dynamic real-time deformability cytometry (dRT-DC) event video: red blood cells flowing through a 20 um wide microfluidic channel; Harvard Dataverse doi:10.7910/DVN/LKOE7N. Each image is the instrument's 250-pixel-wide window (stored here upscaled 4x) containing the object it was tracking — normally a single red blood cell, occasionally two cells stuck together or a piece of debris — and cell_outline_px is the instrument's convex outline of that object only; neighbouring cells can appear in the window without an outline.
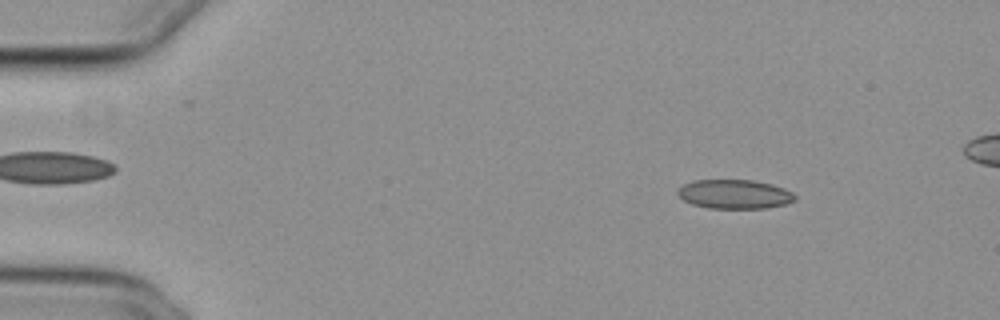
{"species": "common noctule bat (a hibernating species)", "species_latin": "Nyctalus noctula", "temperature_condition": "cold", "stored_images_in_passage": 54, "camera_frame_rate_fps": 3000, "um_per_image_px": 0.085, "animal": {"sex": "female", "body_mass_g": 29.2, "forearm_length_mm": 56.3}, "frame": {"image": 1, "passage_image": 7, "time_ms": 2.0, "image_size_px": [1000, 320], "cell_outline_px": [[796, 200], [788, 204], [768, 208], [708, 208], [692, 204], [684, 200], [676, 192], [684, 184], [692, 180], [752, 180], [772, 184], [784, 188], [792, 192], [796, 196]], "centroid_in_image_um": [62.47, 16.51], "position_along_channel_um": 22.5, "area_um2": 20.0}}
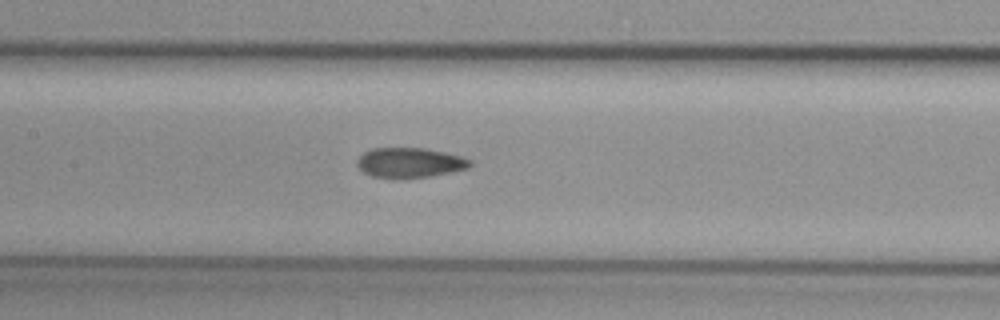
{"frame": {"image": 2, "passage_image": 26, "time_ms": 8.333, "image_size_px": [1000, 320], "cell_outline_px": [[472, 164], [468, 168], [428, 176], [372, 176], [364, 172], [356, 164], [356, 160], [364, 152], [372, 148], [424, 148], [444, 152], [460, 156], [472, 160]], "centroid_in_image_um": [34.83, 13.78], "position_along_channel_um": 172.6, "area_um2": 19.02}}
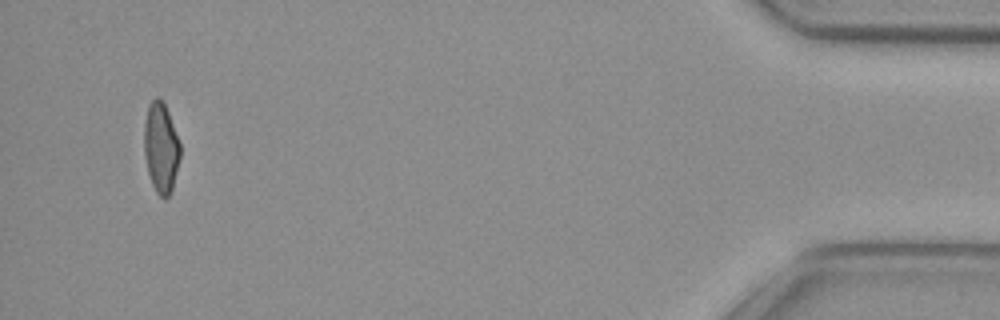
{"frame": {"image": 3, "passage_image": 52, "time_ms": 17.0, "image_size_px": [1000, 320], "cell_outline_px": [[180, 156], [172, 188], [168, 196], [164, 200], [156, 192], [152, 184], [148, 172], [144, 156], [144, 124], [148, 104], [156, 96], [164, 104], [168, 112], [180, 144]], "centroid_in_image_um": [13.66, 12.56], "position_along_channel_um": 421.5, "area_um2": 18.79}, "authors_computed_cell_mechanics": {"area_um2": 19.7676, "velocity_mm_per_s": 3.7762, "shape_relaxation_time_tau1_ms": null, "shape_relaxation_time_tau2_ms": 3.6212, "deformation_change_tau1": null, "deformation_change_tau2": 0.0868}}